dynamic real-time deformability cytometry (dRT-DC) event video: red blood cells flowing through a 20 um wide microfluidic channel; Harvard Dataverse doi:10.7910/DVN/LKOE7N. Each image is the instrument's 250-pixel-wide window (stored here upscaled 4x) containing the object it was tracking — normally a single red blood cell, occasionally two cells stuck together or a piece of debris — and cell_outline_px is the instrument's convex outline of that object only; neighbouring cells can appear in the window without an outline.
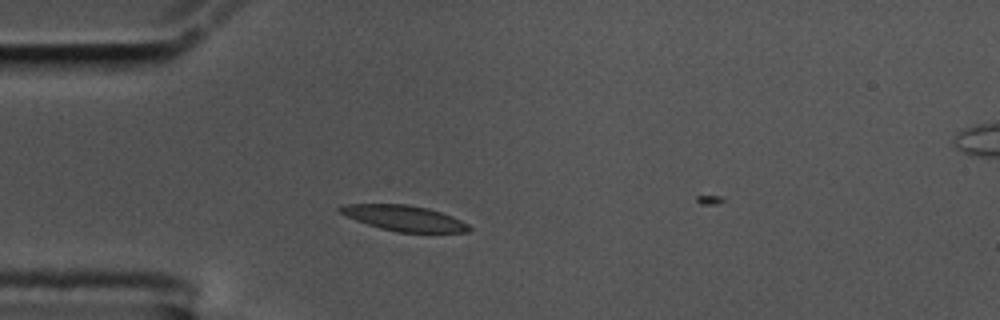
{"species": "common noctule bat (a hibernating species)", "species_latin": "Nyctalus noctula", "temperature_condition": "cold", "stored_images_in_passage": 3, "camera_frame_rate_fps": 3000, "um_per_image_px": 0.085, "animal": {"sex": "male", "body_mass_g": 17.5, "forearm_length_mm": 52.3}, "frame": {"image": 1, "passage_image": 1, "time_ms": 0.0, "image_size_px": [1000, 320], "cell_outline_px": [[472, 228], [468, 232], [396, 232], [380, 228], [356, 220], [340, 212], [336, 208], [344, 204], [408, 204], [428, 208], [452, 216], [468, 224]], "centroid_in_image_um": [34.35, 18.54], "position_along_channel_um": 50.6, "area_um2": 19.07}}